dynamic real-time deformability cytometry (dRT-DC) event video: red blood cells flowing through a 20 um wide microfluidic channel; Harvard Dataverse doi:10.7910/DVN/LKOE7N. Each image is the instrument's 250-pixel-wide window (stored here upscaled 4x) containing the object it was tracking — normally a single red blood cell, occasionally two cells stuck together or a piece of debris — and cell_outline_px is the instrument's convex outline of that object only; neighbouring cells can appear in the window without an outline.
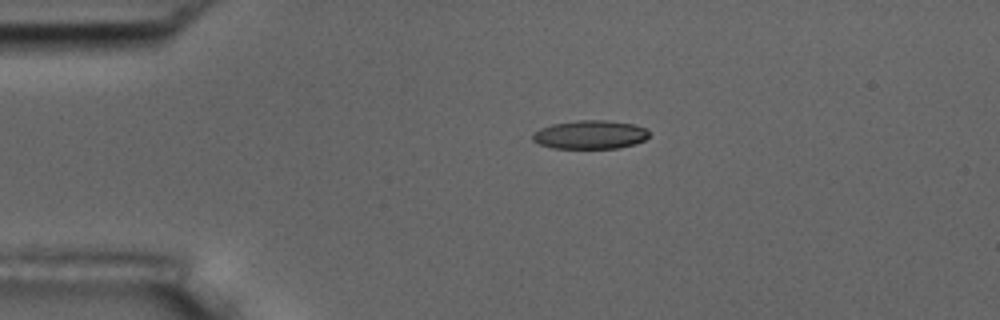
{"species": "common noctule bat (a hibernating species)", "species_latin": "Nyctalus noctula", "temperature_condition": "room temperature", "stored_images_in_passage": 2, "camera_frame_rate_fps": 3000, "um_per_image_px": 0.085, "animal": {"sex": "male", "body_mass_g": 17.5, "forearm_length_mm": 52.3}, "frame": {"image": 1, "passage_image": 1, "time_ms": 0.0, "image_size_px": [1000, 320], "cell_outline_px": [[648, 136], [644, 140], [636, 144], [620, 148], [552, 148], [540, 144], [532, 140], [532, 136], [540, 128], [552, 124], [576, 120], [608, 120], [632, 124], [644, 128], [648, 132]], "centroid_in_image_um": [50.16, 11.45], "position_along_channel_um": 34.8, "area_um2": 19.36}}